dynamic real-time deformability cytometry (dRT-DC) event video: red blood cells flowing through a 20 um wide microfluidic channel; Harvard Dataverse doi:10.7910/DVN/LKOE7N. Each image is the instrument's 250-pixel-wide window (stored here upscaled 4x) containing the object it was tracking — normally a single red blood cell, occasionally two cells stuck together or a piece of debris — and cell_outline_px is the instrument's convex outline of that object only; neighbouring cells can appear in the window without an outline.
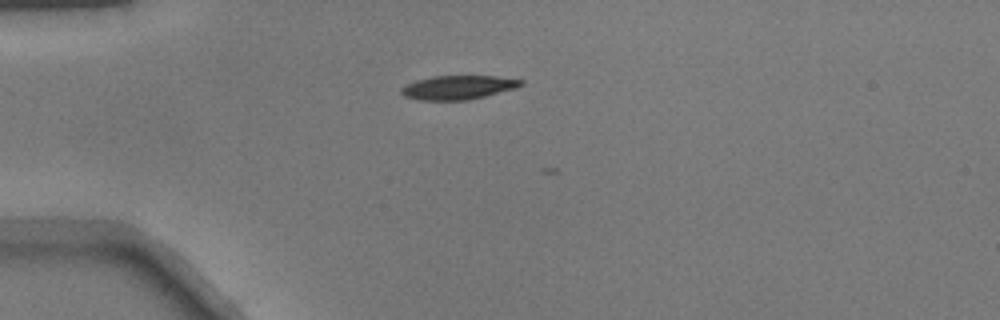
{"species": "common noctule bat (a hibernating species)", "species_latin": "Nyctalus noctula", "temperature_condition": "warm", "stored_images_in_passage": 2, "camera_frame_rate_fps": 3000, "um_per_image_px": 0.085, "animal": {"sex": "male", "body_mass_g": 17.9}, "frame": {"image": 1, "passage_image": 1, "time_ms": 0.0, "image_size_px": [1000, 320], "cell_outline_px": [[524, 84], [516, 88], [468, 100], [420, 100], [404, 96], [400, 92], [400, 88], [416, 80], [432, 76], [496, 76], [524, 80]], "centroid_in_image_um": [38.94, 7.42], "position_along_channel_um": 46.1, "area_um2": 16.65}}